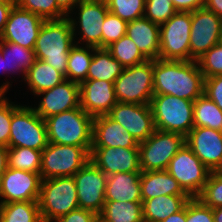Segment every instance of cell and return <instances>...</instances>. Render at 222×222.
I'll list each match as a JSON object with an SVG mask.
<instances>
[{
	"label": "cell",
	"instance_id": "obj_1",
	"mask_svg": "<svg viewBox=\"0 0 222 222\" xmlns=\"http://www.w3.org/2000/svg\"><path fill=\"white\" fill-rule=\"evenodd\" d=\"M154 95L195 101L203 94L204 77L197 61L154 60Z\"/></svg>",
	"mask_w": 222,
	"mask_h": 222
},
{
	"label": "cell",
	"instance_id": "obj_2",
	"mask_svg": "<svg viewBox=\"0 0 222 222\" xmlns=\"http://www.w3.org/2000/svg\"><path fill=\"white\" fill-rule=\"evenodd\" d=\"M75 42L68 17L60 20H45L34 46L36 59L48 63L66 78L69 52Z\"/></svg>",
	"mask_w": 222,
	"mask_h": 222
},
{
	"label": "cell",
	"instance_id": "obj_3",
	"mask_svg": "<svg viewBox=\"0 0 222 222\" xmlns=\"http://www.w3.org/2000/svg\"><path fill=\"white\" fill-rule=\"evenodd\" d=\"M93 118L81 107L46 118L48 143L83 147L90 154Z\"/></svg>",
	"mask_w": 222,
	"mask_h": 222
},
{
	"label": "cell",
	"instance_id": "obj_4",
	"mask_svg": "<svg viewBox=\"0 0 222 222\" xmlns=\"http://www.w3.org/2000/svg\"><path fill=\"white\" fill-rule=\"evenodd\" d=\"M38 205L42 222H55L79 208L73 176L42 180Z\"/></svg>",
	"mask_w": 222,
	"mask_h": 222
},
{
	"label": "cell",
	"instance_id": "obj_5",
	"mask_svg": "<svg viewBox=\"0 0 222 222\" xmlns=\"http://www.w3.org/2000/svg\"><path fill=\"white\" fill-rule=\"evenodd\" d=\"M150 106L157 130L186 136L194 128V101L172 95H153Z\"/></svg>",
	"mask_w": 222,
	"mask_h": 222
},
{
	"label": "cell",
	"instance_id": "obj_6",
	"mask_svg": "<svg viewBox=\"0 0 222 222\" xmlns=\"http://www.w3.org/2000/svg\"><path fill=\"white\" fill-rule=\"evenodd\" d=\"M48 145L45 120L32 106L12 103L9 147H25L43 151Z\"/></svg>",
	"mask_w": 222,
	"mask_h": 222
},
{
	"label": "cell",
	"instance_id": "obj_7",
	"mask_svg": "<svg viewBox=\"0 0 222 222\" xmlns=\"http://www.w3.org/2000/svg\"><path fill=\"white\" fill-rule=\"evenodd\" d=\"M154 60L124 68L114 81L117 102L150 104L153 90Z\"/></svg>",
	"mask_w": 222,
	"mask_h": 222
},
{
	"label": "cell",
	"instance_id": "obj_8",
	"mask_svg": "<svg viewBox=\"0 0 222 222\" xmlns=\"http://www.w3.org/2000/svg\"><path fill=\"white\" fill-rule=\"evenodd\" d=\"M185 144L183 134L156 129L148 139L139 143L141 172L166 170L169 161Z\"/></svg>",
	"mask_w": 222,
	"mask_h": 222
},
{
	"label": "cell",
	"instance_id": "obj_9",
	"mask_svg": "<svg viewBox=\"0 0 222 222\" xmlns=\"http://www.w3.org/2000/svg\"><path fill=\"white\" fill-rule=\"evenodd\" d=\"M89 161L90 154L83 147L48 143L42 151L40 177L45 180L73 176Z\"/></svg>",
	"mask_w": 222,
	"mask_h": 222
},
{
	"label": "cell",
	"instance_id": "obj_10",
	"mask_svg": "<svg viewBox=\"0 0 222 222\" xmlns=\"http://www.w3.org/2000/svg\"><path fill=\"white\" fill-rule=\"evenodd\" d=\"M191 12L177 11L160 25L159 59L190 61Z\"/></svg>",
	"mask_w": 222,
	"mask_h": 222
},
{
	"label": "cell",
	"instance_id": "obj_11",
	"mask_svg": "<svg viewBox=\"0 0 222 222\" xmlns=\"http://www.w3.org/2000/svg\"><path fill=\"white\" fill-rule=\"evenodd\" d=\"M166 171L191 198L201 193L210 174L209 169L186 144L169 161Z\"/></svg>",
	"mask_w": 222,
	"mask_h": 222
},
{
	"label": "cell",
	"instance_id": "obj_12",
	"mask_svg": "<svg viewBox=\"0 0 222 222\" xmlns=\"http://www.w3.org/2000/svg\"><path fill=\"white\" fill-rule=\"evenodd\" d=\"M222 18L200 8L191 12L190 61H197L211 47L220 42Z\"/></svg>",
	"mask_w": 222,
	"mask_h": 222
},
{
	"label": "cell",
	"instance_id": "obj_13",
	"mask_svg": "<svg viewBox=\"0 0 222 222\" xmlns=\"http://www.w3.org/2000/svg\"><path fill=\"white\" fill-rule=\"evenodd\" d=\"M79 208L100 214L105 204L107 176L93 162H87L73 175Z\"/></svg>",
	"mask_w": 222,
	"mask_h": 222
},
{
	"label": "cell",
	"instance_id": "obj_14",
	"mask_svg": "<svg viewBox=\"0 0 222 222\" xmlns=\"http://www.w3.org/2000/svg\"><path fill=\"white\" fill-rule=\"evenodd\" d=\"M107 115L124 127L138 143L148 139L156 130L150 104L117 102Z\"/></svg>",
	"mask_w": 222,
	"mask_h": 222
},
{
	"label": "cell",
	"instance_id": "obj_15",
	"mask_svg": "<svg viewBox=\"0 0 222 222\" xmlns=\"http://www.w3.org/2000/svg\"><path fill=\"white\" fill-rule=\"evenodd\" d=\"M78 7V8H77ZM78 10L77 20L73 17L68 16L70 23L72 25V30L74 38L76 37V27L79 23V33L81 35L80 42L83 41L87 44L86 46H91L95 48H101V37H102V25L104 19L109 12L108 5L106 3H101L93 0H82L76 5ZM71 17V18H70Z\"/></svg>",
	"mask_w": 222,
	"mask_h": 222
},
{
	"label": "cell",
	"instance_id": "obj_16",
	"mask_svg": "<svg viewBox=\"0 0 222 222\" xmlns=\"http://www.w3.org/2000/svg\"><path fill=\"white\" fill-rule=\"evenodd\" d=\"M41 181L38 173L8 167L0 181V203L38 201Z\"/></svg>",
	"mask_w": 222,
	"mask_h": 222
},
{
	"label": "cell",
	"instance_id": "obj_17",
	"mask_svg": "<svg viewBox=\"0 0 222 222\" xmlns=\"http://www.w3.org/2000/svg\"><path fill=\"white\" fill-rule=\"evenodd\" d=\"M44 21L45 19L39 15L23 10L15 4L9 13L0 40L34 50L39 30Z\"/></svg>",
	"mask_w": 222,
	"mask_h": 222
},
{
	"label": "cell",
	"instance_id": "obj_18",
	"mask_svg": "<svg viewBox=\"0 0 222 222\" xmlns=\"http://www.w3.org/2000/svg\"><path fill=\"white\" fill-rule=\"evenodd\" d=\"M186 145L210 172L222 171V132L194 127L185 136Z\"/></svg>",
	"mask_w": 222,
	"mask_h": 222
},
{
	"label": "cell",
	"instance_id": "obj_19",
	"mask_svg": "<svg viewBox=\"0 0 222 222\" xmlns=\"http://www.w3.org/2000/svg\"><path fill=\"white\" fill-rule=\"evenodd\" d=\"M43 95L38 107H32L42 118L46 119L53 115L80 107V84L65 80L52 89L42 91Z\"/></svg>",
	"mask_w": 222,
	"mask_h": 222
},
{
	"label": "cell",
	"instance_id": "obj_20",
	"mask_svg": "<svg viewBox=\"0 0 222 222\" xmlns=\"http://www.w3.org/2000/svg\"><path fill=\"white\" fill-rule=\"evenodd\" d=\"M90 161L106 176L120 172H141L139 148H91Z\"/></svg>",
	"mask_w": 222,
	"mask_h": 222
},
{
	"label": "cell",
	"instance_id": "obj_21",
	"mask_svg": "<svg viewBox=\"0 0 222 222\" xmlns=\"http://www.w3.org/2000/svg\"><path fill=\"white\" fill-rule=\"evenodd\" d=\"M117 103L114 83L85 80L80 84V107L95 117L107 114Z\"/></svg>",
	"mask_w": 222,
	"mask_h": 222
},
{
	"label": "cell",
	"instance_id": "obj_22",
	"mask_svg": "<svg viewBox=\"0 0 222 222\" xmlns=\"http://www.w3.org/2000/svg\"><path fill=\"white\" fill-rule=\"evenodd\" d=\"M138 148L139 143L118 122L107 114L93 118L92 147Z\"/></svg>",
	"mask_w": 222,
	"mask_h": 222
},
{
	"label": "cell",
	"instance_id": "obj_23",
	"mask_svg": "<svg viewBox=\"0 0 222 222\" xmlns=\"http://www.w3.org/2000/svg\"><path fill=\"white\" fill-rule=\"evenodd\" d=\"M128 35L148 60L159 58L160 25L145 17L127 23Z\"/></svg>",
	"mask_w": 222,
	"mask_h": 222
},
{
	"label": "cell",
	"instance_id": "obj_24",
	"mask_svg": "<svg viewBox=\"0 0 222 222\" xmlns=\"http://www.w3.org/2000/svg\"><path fill=\"white\" fill-rule=\"evenodd\" d=\"M141 172H120L107 176L105 201L142 202Z\"/></svg>",
	"mask_w": 222,
	"mask_h": 222
},
{
	"label": "cell",
	"instance_id": "obj_25",
	"mask_svg": "<svg viewBox=\"0 0 222 222\" xmlns=\"http://www.w3.org/2000/svg\"><path fill=\"white\" fill-rule=\"evenodd\" d=\"M142 202L160 195H188L166 170L141 172Z\"/></svg>",
	"mask_w": 222,
	"mask_h": 222
},
{
	"label": "cell",
	"instance_id": "obj_26",
	"mask_svg": "<svg viewBox=\"0 0 222 222\" xmlns=\"http://www.w3.org/2000/svg\"><path fill=\"white\" fill-rule=\"evenodd\" d=\"M189 195H160L142 202L144 222H161L182 210L190 200Z\"/></svg>",
	"mask_w": 222,
	"mask_h": 222
},
{
	"label": "cell",
	"instance_id": "obj_27",
	"mask_svg": "<svg viewBox=\"0 0 222 222\" xmlns=\"http://www.w3.org/2000/svg\"><path fill=\"white\" fill-rule=\"evenodd\" d=\"M65 76L55 70L48 63L36 59L32 67L27 71L24 81L36 95L42 91L52 89L65 81Z\"/></svg>",
	"mask_w": 222,
	"mask_h": 222
},
{
	"label": "cell",
	"instance_id": "obj_28",
	"mask_svg": "<svg viewBox=\"0 0 222 222\" xmlns=\"http://www.w3.org/2000/svg\"><path fill=\"white\" fill-rule=\"evenodd\" d=\"M124 67L106 48H96L88 70L86 80H104L114 83Z\"/></svg>",
	"mask_w": 222,
	"mask_h": 222
},
{
	"label": "cell",
	"instance_id": "obj_29",
	"mask_svg": "<svg viewBox=\"0 0 222 222\" xmlns=\"http://www.w3.org/2000/svg\"><path fill=\"white\" fill-rule=\"evenodd\" d=\"M0 49L5 61V70L13 73L21 72L25 77L27 71L32 67L36 60L33 49L22 47L13 42H4L0 40ZM12 70V71H11Z\"/></svg>",
	"mask_w": 222,
	"mask_h": 222
},
{
	"label": "cell",
	"instance_id": "obj_30",
	"mask_svg": "<svg viewBox=\"0 0 222 222\" xmlns=\"http://www.w3.org/2000/svg\"><path fill=\"white\" fill-rule=\"evenodd\" d=\"M99 217L105 222H144L142 202L105 201Z\"/></svg>",
	"mask_w": 222,
	"mask_h": 222
},
{
	"label": "cell",
	"instance_id": "obj_31",
	"mask_svg": "<svg viewBox=\"0 0 222 222\" xmlns=\"http://www.w3.org/2000/svg\"><path fill=\"white\" fill-rule=\"evenodd\" d=\"M96 48L91 46L81 47L78 43L70 49L66 79L81 84L87 79L88 70ZM91 50V51H90Z\"/></svg>",
	"mask_w": 222,
	"mask_h": 222
},
{
	"label": "cell",
	"instance_id": "obj_32",
	"mask_svg": "<svg viewBox=\"0 0 222 222\" xmlns=\"http://www.w3.org/2000/svg\"><path fill=\"white\" fill-rule=\"evenodd\" d=\"M0 222H42L38 201L0 203Z\"/></svg>",
	"mask_w": 222,
	"mask_h": 222
},
{
	"label": "cell",
	"instance_id": "obj_33",
	"mask_svg": "<svg viewBox=\"0 0 222 222\" xmlns=\"http://www.w3.org/2000/svg\"><path fill=\"white\" fill-rule=\"evenodd\" d=\"M194 127L222 132V110L204 94L194 101Z\"/></svg>",
	"mask_w": 222,
	"mask_h": 222
},
{
	"label": "cell",
	"instance_id": "obj_34",
	"mask_svg": "<svg viewBox=\"0 0 222 222\" xmlns=\"http://www.w3.org/2000/svg\"><path fill=\"white\" fill-rule=\"evenodd\" d=\"M106 49L124 68L132 67L148 60L126 34Z\"/></svg>",
	"mask_w": 222,
	"mask_h": 222
},
{
	"label": "cell",
	"instance_id": "obj_35",
	"mask_svg": "<svg viewBox=\"0 0 222 222\" xmlns=\"http://www.w3.org/2000/svg\"><path fill=\"white\" fill-rule=\"evenodd\" d=\"M42 151L25 147H8V167L40 174Z\"/></svg>",
	"mask_w": 222,
	"mask_h": 222
},
{
	"label": "cell",
	"instance_id": "obj_36",
	"mask_svg": "<svg viewBox=\"0 0 222 222\" xmlns=\"http://www.w3.org/2000/svg\"><path fill=\"white\" fill-rule=\"evenodd\" d=\"M15 4L45 20H60L68 17L58 7L56 0H15Z\"/></svg>",
	"mask_w": 222,
	"mask_h": 222
},
{
	"label": "cell",
	"instance_id": "obj_37",
	"mask_svg": "<svg viewBox=\"0 0 222 222\" xmlns=\"http://www.w3.org/2000/svg\"><path fill=\"white\" fill-rule=\"evenodd\" d=\"M197 198L212 209L222 206V171L210 172L207 182Z\"/></svg>",
	"mask_w": 222,
	"mask_h": 222
},
{
	"label": "cell",
	"instance_id": "obj_38",
	"mask_svg": "<svg viewBox=\"0 0 222 222\" xmlns=\"http://www.w3.org/2000/svg\"><path fill=\"white\" fill-rule=\"evenodd\" d=\"M107 5L109 12L127 22L144 17L145 0H110Z\"/></svg>",
	"mask_w": 222,
	"mask_h": 222
},
{
	"label": "cell",
	"instance_id": "obj_39",
	"mask_svg": "<svg viewBox=\"0 0 222 222\" xmlns=\"http://www.w3.org/2000/svg\"><path fill=\"white\" fill-rule=\"evenodd\" d=\"M127 23V21L121 19L119 16L108 12L101 28V48H107L113 42L123 37L126 34Z\"/></svg>",
	"mask_w": 222,
	"mask_h": 222
},
{
	"label": "cell",
	"instance_id": "obj_40",
	"mask_svg": "<svg viewBox=\"0 0 222 222\" xmlns=\"http://www.w3.org/2000/svg\"><path fill=\"white\" fill-rule=\"evenodd\" d=\"M9 85L11 84L7 81L0 86V145L5 147H9L12 120V102L4 96Z\"/></svg>",
	"mask_w": 222,
	"mask_h": 222
},
{
	"label": "cell",
	"instance_id": "obj_41",
	"mask_svg": "<svg viewBox=\"0 0 222 222\" xmlns=\"http://www.w3.org/2000/svg\"><path fill=\"white\" fill-rule=\"evenodd\" d=\"M176 12L171 0H145L144 17L159 25L168 21Z\"/></svg>",
	"mask_w": 222,
	"mask_h": 222
},
{
	"label": "cell",
	"instance_id": "obj_42",
	"mask_svg": "<svg viewBox=\"0 0 222 222\" xmlns=\"http://www.w3.org/2000/svg\"><path fill=\"white\" fill-rule=\"evenodd\" d=\"M204 79L222 74V45L211 47L201 58L197 60Z\"/></svg>",
	"mask_w": 222,
	"mask_h": 222
},
{
	"label": "cell",
	"instance_id": "obj_43",
	"mask_svg": "<svg viewBox=\"0 0 222 222\" xmlns=\"http://www.w3.org/2000/svg\"><path fill=\"white\" fill-rule=\"evenodd\" d=\"M186 222H214L213 209L197 197L190 198L186 203Z\"/></svg>",
	"mask_w": 222,
	"mask_h": 222
},
{
	"label": "cell",
	"instance_id": "obj_44",
	"mask_svg": "<svg viewBox=\"0 0 222 222\" xmlns=\"http://www.w3.org/2000/svg\"><path fill=\"white\" fill-rule=\"evenodd\" d=\"M203 94L222 110V74L204 79Z\"/></svg>",
	"mask_w": 222,
	"mask_h": 222
},
{
	"label": "cell",
	"instance_id": "obj_45",
	"mask_svg": "<svg viewBox=\"0 0 222 222\" xmlns=\"http://www.w3.org/2000/svg\"><path fill=\"white\" fill-rule=\"evenodd\" d=\"M99 215L93 211L77 208L60 217L55 222H98Z\"/></svg>",
	"mask_w": 222,
	"mask_h": 222
},
{
	"label": "cell",
	"instance_id": "obj_46",
	"mask_svg": "<svg viewBox=\"0 0 222 222\" xmlns=\"http://www.w3.org/2000/svg\"><path fill=\"white\" fill-rule=\"evenodd\" d=\"M176 11L193 12L204 7V0H171Z\"/></svg>",
	"mask_w": 222,
	"mask_h": 222
},
{
	"label": "cell",
	"instance_id": "obj_47",
	"mask_svg": "<svg viewBox=\"0 0 222 222\" xmlns=\"http://www.w3.org/2000/svg\"><path fill=\"white\" fill-rule=\"evenodd\" d=\"M14 5L15 0H0V35L4 31L9 13Z\"/></svg>",
	"mask_w": 222,
	"mask_h": 222
},
{
	"label": "cell",
	"instance_id": "obj_48",
	"mask_svg": "<svg viewBox=\"0 0 222 222\" xmlns=\"http://www.w3.org/2000/svg\"><path fill=\"white\" fill-rule=\"evenodd\" d=\"M82 0H56L58 7L67 15L74 12L76 5Z\"/></svg>",
	"mask_w": 222,
	"mask_h": 222
},
{
	"label": "cell",
	"instance_id": "obj_49",
	"mask_svg": "<svg viewBox=\"0 0 222 222\" xmlns=\"http://www.w3.org/2000/svg\"><path fill=\"white\" fill-rule=\"evenodd\" d=\"M204 8L222 18V0H204Z\"/></svg>",
	"mask_w": 222,
	"mask_h": 222
},
{
	"label": "cell",
	"instance_id": "obj_50",
	"mask_svg": "<svg viewBox=\"0 0 222 222\" xmlns=\"http://www.w3.org/2000/svg\"><path fill=\"white\" fill-rule=\"evenodd\" d=\"M8 168V147L0 145V181Z\"/></svg>",
	"mask_w": 222,
	"mask_h": 222
},
{
	"label": "cell",
	"instance_id": "obj_51",
	"mask_svg": "<svg viewBox=\"0 0 222 222\" xmlns=\"http://www.w3.org/2000/svg\"><path fill=\"white\" fill-rule=\"evenodd\" d=\"M161 222H186V205L182 210L168 216L165 220Z\"/></svg>",
	"mask_w": 222,
	"mask_h": 222
},
{
	"label": "cell",
	"instance_id": "obj_52",
	"mask_svg": "<svg viewBox=\"0 0 222 222\" xmlns=\"http://www.w3.org/2000/svg\"><path fill=\"white\" fill-rule=\"evenodd\" d=\"M214 222H222V206L213 209Z\"/></svg>",
	"mask_w": 222,
	"mask_h": 222
},
{
	"label": "cell",
	"instance_id": "obj_53",
	"mask_svg": "<svg viewBox=\"0 0 222 222\" xmlns=\"http://www.w3.org/2000/svg\"><path fill=\"white\" fill-rule=\"evenodd\" d=\"M3 64V65H2ZM3 68L2 70L5 71V61L2 57V51L0 49V69Z\"/></svg>",
	"mask_w": 222,
	"mask_h": 222
},
{
	"label": "cell",
	"instance_id": "obj_54",
	"mask_svg": "<svg viewBox=\"0 0 222 222\" xmlns=\"http://www.w3.org/2000/svg\"><path fill=\"white\" fill-rule=\"evenodd\" d=\"M93 1H98V2L106 3V4H108L110 2V0H93Z\"/></svg>",
	"mask_w": 222,
	"mask_h": 222
},
{
	"label": "cell",
	"instance_id": "obj_55",
	"mask_svg": "<svg viewBox=\"0 0 222 222\" xmlns=\"http://www.w3.org/2000/svg\"><path fill=\"white\" fill-rule=\"evenodd\" d=\"M219 43L222 45V31H221V34H220V42Z\"/></svg>",
	"mask_w": 222,
	"mask_h": 222
},
{
	"label": "cell",
	"instance_id": "obj_56",
	"mask_svg": "<svg viewBox=\"0 0 222 222\" xmlns=\"http://www.w3.org/2000/svg\"><path fill=\"white\" fill-rule=\"evenodd\" d=\"M98 222H105L100 217L98 218Z\"/></svg>",
	"mask_w": 222,
	"mask_h": 222
}]
</instances>
